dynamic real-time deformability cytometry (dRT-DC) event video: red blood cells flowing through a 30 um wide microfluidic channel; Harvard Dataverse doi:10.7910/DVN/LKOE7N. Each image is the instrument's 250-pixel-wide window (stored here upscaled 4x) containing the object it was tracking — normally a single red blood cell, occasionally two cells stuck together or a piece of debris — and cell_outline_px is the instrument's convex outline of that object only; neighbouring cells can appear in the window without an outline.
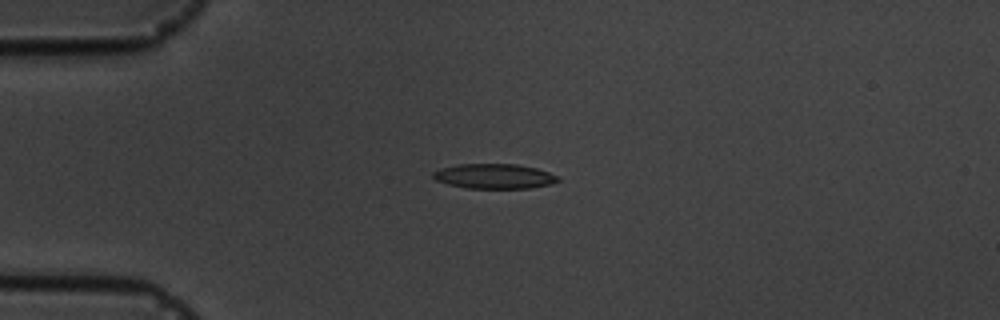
{"species": "common noctule bat (a hibernating species)", "species_latin": "Nyctalus noctula", "temperature_condition": "cold", "stored_images_in_passage": 2, "camera_frame_rate_fps": 3000, "um_per_image_px": 0.085, "animal": {"sex": "male", "body_mass_g": 19.5, "forearm_length_mm": 54.6}, "frame": {"image": 1, "passage_image": 1, "time_ms": 0.0, "image_size_px": [1000, 320], "cell_outline_px": [[560, 180], [552, 184], [528, 188], [468, 188], [448, 184], [436, 180], [432, 176], [432, 172], [440, 168], [456, 164], [516, 164], [536, 168], [560, 176]], "centroid_in_image_um": [42.01, 14.97], "position_along_channel_um": 43.0, "area_um2": 18.15}}